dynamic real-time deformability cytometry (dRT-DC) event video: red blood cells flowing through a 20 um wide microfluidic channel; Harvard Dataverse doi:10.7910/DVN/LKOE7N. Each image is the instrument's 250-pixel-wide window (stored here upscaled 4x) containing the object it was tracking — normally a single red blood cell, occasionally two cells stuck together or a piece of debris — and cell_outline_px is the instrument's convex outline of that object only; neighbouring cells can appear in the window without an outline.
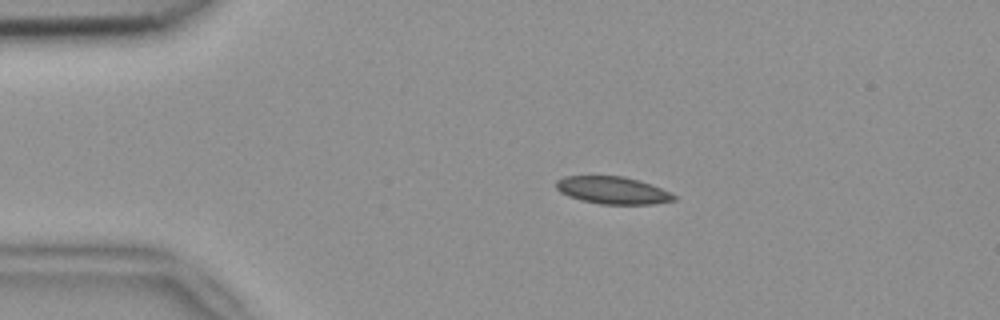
{"species": "common noctule bat (a hibernating species)", "species_latin": "Nyctalus noctula", "temperature_condition": "room temperature", "stored_images_in_passage": 53, "camera_frame_rate_fps": 3000, "um_per_image_px": 0.085, "animal": {"sex": "female", "body_mass_g": 18.4}, "frame": {"image": 1, "passage_image": 11, "time_ms": 3.333, "image_size_px": [1000, 320], "cell_outline_px": [[676, 200], [652, 204], [600, 204], [580, 200], [568, 196], [560, 192], [556, 188], [556, 180], [564, 176], [624, 176], [640, 180], [652, 184], [676, 196]], "centroid_in_image_um": [52.05, 16.17], "position_along_channel_um": 32.9, "area_um2": 18.84}}
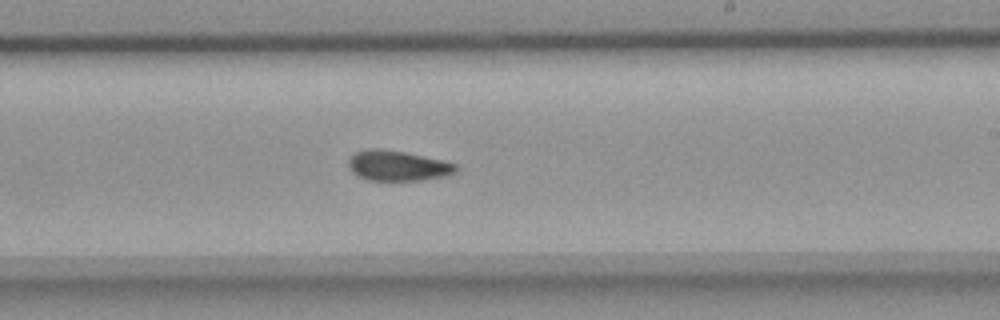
{"frame": {"image": 2, "passage_image": 32, "time_ms": 10.333, "image_size_px": [1000, 320], "cell_outline_px": [[460, 168], [456, 172], [448, 176], [420, 180], [368, 180], [352, 172], [348, 168], [348, 160], [356, 152], [368, 148], [380, 148], [404, 152], [444, 160], [456, 164]], "centroid_in_image_um": [33.84, 14.08], "position_along_channel_um": 255.2, "area_um2": 19.07}}
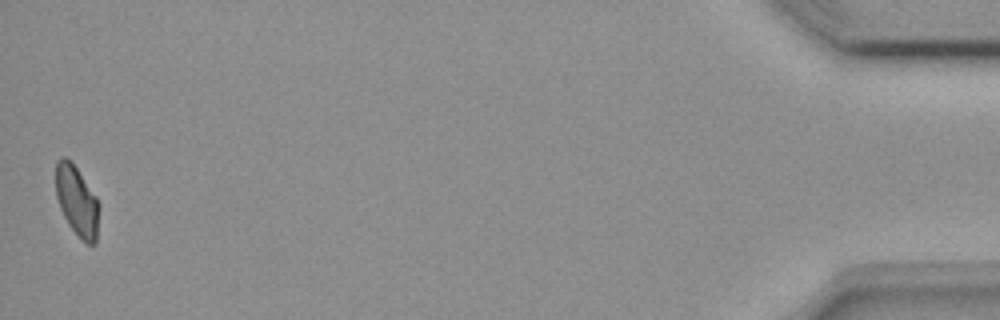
{"frame": {"image": 3, "passage_image": 53, "time_ms": 17.333, "image_size_px": [1000, 320], "cell_outline_px": [[100, 204], [96, 244], [88, 244], [68, 224], [60, 208], [56, 196], [56, 160], [64, 156], [72, 160], [96, 196]], "centroid_in_image_um": [6.55, 17.03], "position_along_channel_um": 428.7, "area_um2": 17.8}, "authors_computed_cell_mechanics": {"area_um2": 18.6694, "velocity_mm_per_s": 3.8076, "shape_relaxation_time_tau1_ms": 10.7716, "shape_relaxation_time_tau2_ms": 3.1447, "deformation_change_tau1": 0.1584, "deformation_change_tau2": 0.0567}}